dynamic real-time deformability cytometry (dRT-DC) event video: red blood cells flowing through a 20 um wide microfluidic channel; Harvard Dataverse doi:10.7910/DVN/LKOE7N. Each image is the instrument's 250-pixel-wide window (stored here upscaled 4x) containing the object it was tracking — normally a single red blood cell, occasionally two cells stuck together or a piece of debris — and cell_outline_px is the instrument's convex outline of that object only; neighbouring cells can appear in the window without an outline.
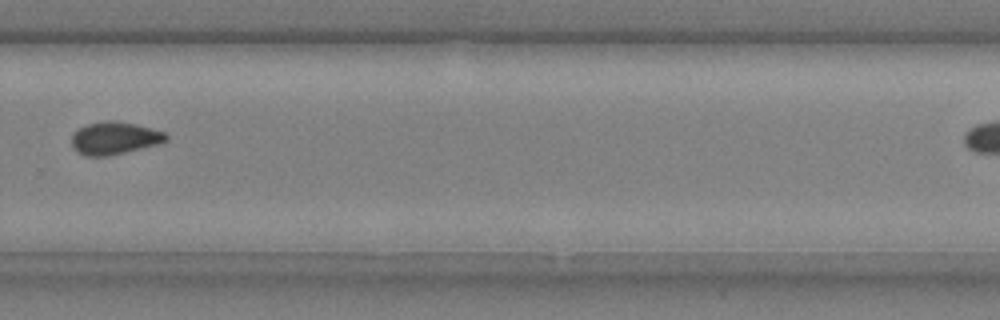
{"species": "common noctule bat (a hibernating species)", "species_latin": "Nyctalus noctula", "temperature_condition": "cold", "stored_images_in_passage": 10, "camera_frame_rate_fps": 3000, "um_per_image_px": 0.085, "animal": {"sex": "male", "body_mass_g": 20.4}, "frame": {"image": 1, "passage_image": 9, "time_ms": 2.667, "image_size_px": [1000, 320], "cell_outline_px": [[168, 140], [160, 144], [108, 156], [88, 156], [76, 152], [72, 144], [72, 136], [80, 128], [88, 124], [108, 120], [116, 120], [136, 124], [164, 132], [168, 136]], "centroid_in_image_um": [9.76, 11.74], "position_along_channel_um": 320.0, "area_um2": 17.86}}